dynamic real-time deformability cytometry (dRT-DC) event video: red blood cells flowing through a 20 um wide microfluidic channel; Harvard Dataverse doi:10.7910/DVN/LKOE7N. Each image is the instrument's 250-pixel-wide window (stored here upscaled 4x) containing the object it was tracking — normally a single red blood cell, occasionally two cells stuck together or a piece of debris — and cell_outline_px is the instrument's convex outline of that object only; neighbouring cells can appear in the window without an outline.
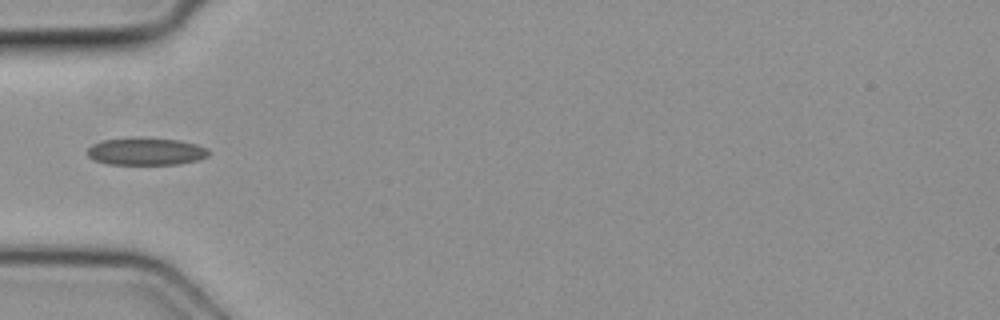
{"species": "common noctule bat (a hibernating species)", "species_latin": "Nyctalus noctula", "temperature_condition": "cold", "stored_images_in_passage": 3, "camera_frame_rate_fps": 3000, "um_per_image_px": 0.085, "animal": {"sex": "female", "body_mass_g": 19.3, "forearm_length_mm": 54.1}, "frame": {"image": 1, "passage_image": 3, "time_ms": 0.667, "image_size_px": [1000, 320], "cell_outline_px": [[208, 156], [196, 160], [180, 164], [108, 164], [92, 160], [88, 156], [88, 148], [92, 144], [100, 140], [180, 140], [196, 144], [208, 148]], "centroid_in_image_um": [12.4, 12.91], "position_along_channel_um": 72.6, "area_um2": 18.61}}